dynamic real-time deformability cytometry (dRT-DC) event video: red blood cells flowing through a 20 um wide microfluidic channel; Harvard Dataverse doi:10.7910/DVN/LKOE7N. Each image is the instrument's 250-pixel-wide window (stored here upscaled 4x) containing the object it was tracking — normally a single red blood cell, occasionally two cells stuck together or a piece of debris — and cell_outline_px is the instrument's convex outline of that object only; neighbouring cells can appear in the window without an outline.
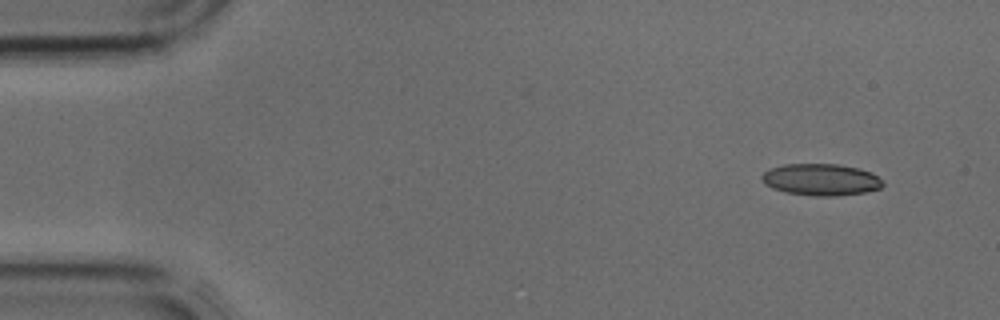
{"species": "common noctule bat (a hibernating species)", "species_latin": "Nyctalus noctula", "temperature_condition": "cold", "stored_images_in_passage": 12, "camera_frame_rate_fps": 3000, "um_per_image_px": 0.085, "animal": {"sex": "male", "body_mass_g": 17.9, "forearm_length_mm": 54.2}, "frame": {"image": 1, "passage_image": 1, "time_ms": 0.0, "image_size_px": [1000, 320], "cell_outline_px": [[884, 184], [880, 188], [864, 192], [836, 196], [812, 196], [784, 192], [772, 188], [764, 184], [760, 176], [764, 172], [772, 168], [784, 164], [840, 164], [860, 168], [872, 172], [884, 180]], "centroid_in_image_um": [69.8, 15.27], "position_along_channel_um": 15.2, "area_um2": 22.66}}
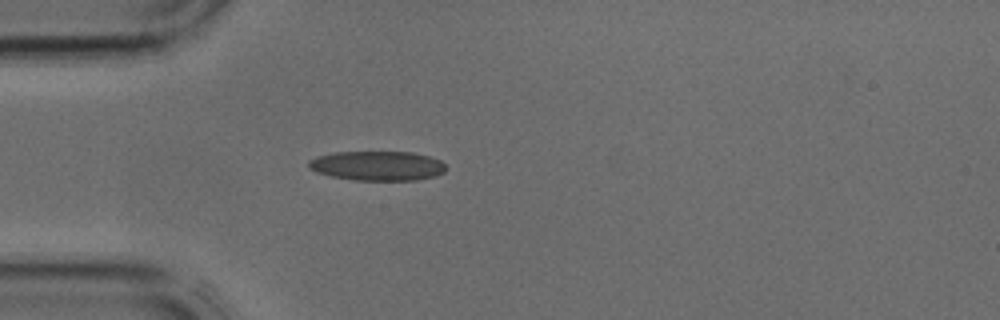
{"frame": {"image": 2, "passage_image": 9, "time_ms": 2.667, "image_size_px": [1000, 320], "cell_outline_px": [[444, 172], [436, 176], [416, 180], [356, 180], [332, 176], [316, 172], [308, 168], [308, 160], [316, 156], [332, 152], [412, 152], [428, 156], [440, 160], [444, 164]], "centroid_in_image_um": [32.04, 14.09], "position_along_channel_um": 53.0, "area_um2": 23.64}}